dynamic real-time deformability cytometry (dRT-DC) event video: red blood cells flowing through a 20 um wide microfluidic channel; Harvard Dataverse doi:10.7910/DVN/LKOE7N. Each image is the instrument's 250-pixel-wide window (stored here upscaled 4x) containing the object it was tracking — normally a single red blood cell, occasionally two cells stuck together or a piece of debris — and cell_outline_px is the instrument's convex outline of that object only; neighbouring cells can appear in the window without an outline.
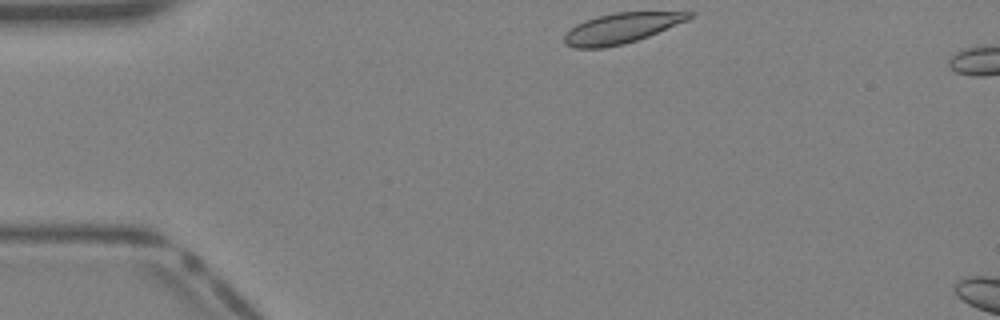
{"species": "Egyptian fruit bat (a non-hibernating species)", "species_latin": "Rousettus aegyptiacus", "temperature_condition": "warm", "stored_images_in_passage": 4, "camera_frame_rate_fps": 3000, "um_per_image_px": 0.085, "animal": {"sex": "female"}, "frame": {"image": 1, "passage_image": 1, "time_ms": 0.0, "image_size_px": [1000, 320], "cell_outline_px": [[696, 12], [688, 20], [648, 36], [624, 44], [604, 48], [576, 48], [564, 44], [564, 36], [576, 24], [584, 20], [596, 16], [616, 12]], "centroid_in_image_um": [52.8, 2.4], "position_along_channel_um": 32.2, "area_um2": 21.91}}